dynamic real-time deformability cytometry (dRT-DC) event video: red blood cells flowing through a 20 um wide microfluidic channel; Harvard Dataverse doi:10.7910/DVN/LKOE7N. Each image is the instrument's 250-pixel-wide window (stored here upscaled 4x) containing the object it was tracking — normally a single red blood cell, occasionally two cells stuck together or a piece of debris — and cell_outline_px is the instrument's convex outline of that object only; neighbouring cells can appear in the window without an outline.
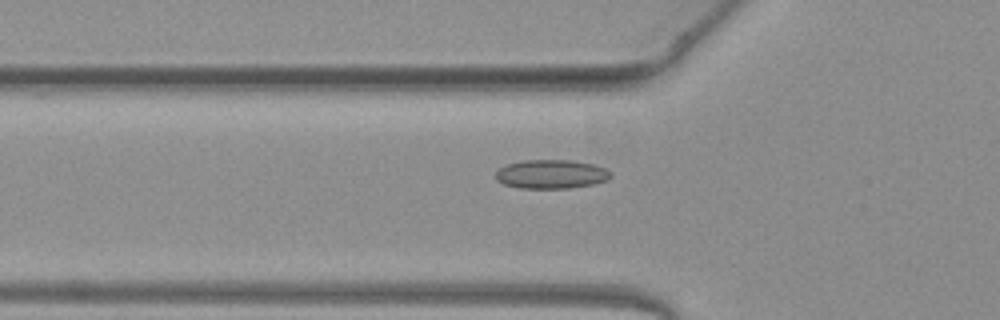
{"species": "common noctule bat (a hibernating species)", "species_latin": "Nyctalus noctula", "temperature_condition": "warm", "stored_images_in_passage": 33, "camera_frame_rate_fps": 3000, "um_per_image_px": 0.085, "animal": {"sex": "female", "body_mass_g": 19.3, "forearm_length_mm": 54.1}, "frame": {"image": 1, "passage_image": 6, "time_ms": 1.667, "image_size_px": [1000, 320], "cell_outline_px": [[612, 176], [608, 180], [592, 184], [568, 188], [520, 188], [504, 184], [496, 180], [496, 172], [500, 168], [508, 164], [524, 160], [572, 160], [592, 164], [604, 168], [612, 172]], "centroid_in_image_um": [46.87, 14.8], "position_along_channel_um": 78.9, "area_um2": 19.31}}
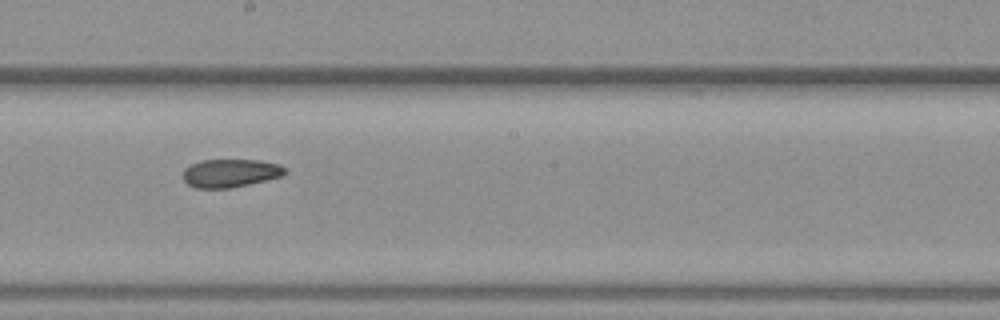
{"frame": {"image": 2, "passage_image": 17, "time_ms": 5.333, "image_size_px": [1000, 320], "cell_outline_px": [[288, 172], [280, 176], [248, 184], [228, 188], [196, 188], [188, 184], [184, 180], [184, 168], [200, 160], [260, 160], [280, 164]], "centroid_in_image_um": [19.57, 14.7], "position_along_channel_um": 228.6, "area_um2": 16.59}}
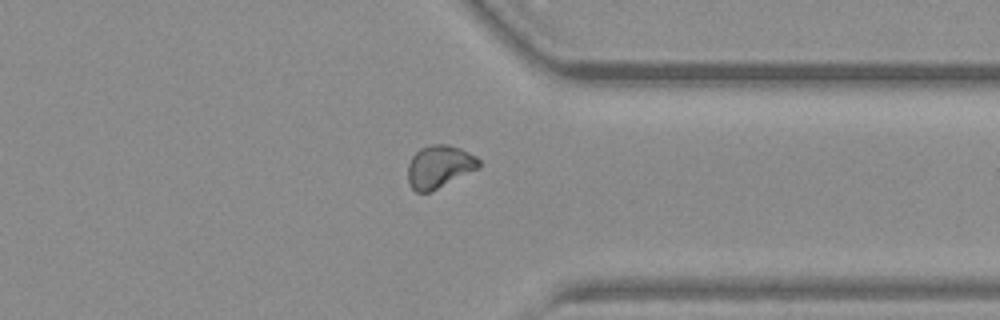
{"frame": {"image": 3, "passage_image": 28, "time_ms": 9.0, "image_size_px": [1000, 320], "cell_outline_px": [[480, 168], [432, 192], [416, 192], [408, 184], [408, 164], [412, 156], [420, 148], [428, 144], [448, 144], [460, 148], [476, 156], [480, 160]], "centroid_in_image_um": [37.35, 14.17], "position_along_channel_um": 374.1, "area_um2": 18.03}, "authors_computed_cell_mechanics": {"area_um2": 17.4556, "velocity_mm_per_s": 4.0653, "shape_relaxation_time_tau1_ms": null, "shape_relaxation_time_tau2_ms": 3.7473, "deformation_change_tau1": null, "deformation_change_tau2": 0.0728}}